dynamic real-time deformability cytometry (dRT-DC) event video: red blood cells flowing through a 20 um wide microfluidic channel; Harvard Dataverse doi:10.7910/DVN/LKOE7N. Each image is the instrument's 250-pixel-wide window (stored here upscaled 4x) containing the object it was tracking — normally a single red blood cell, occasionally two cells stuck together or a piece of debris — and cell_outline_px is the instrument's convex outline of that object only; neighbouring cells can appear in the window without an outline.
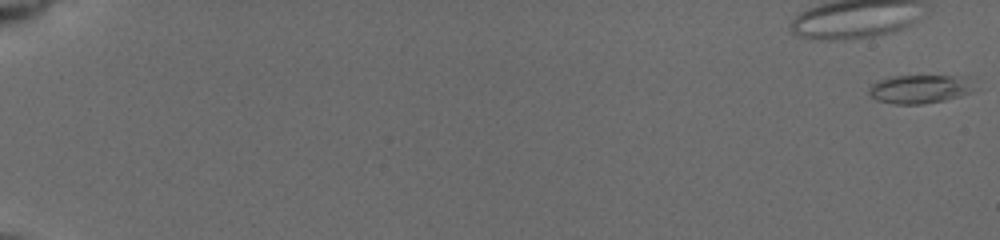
{"species": "common noctule bat (a hibernating species)", "species_latin": "Nyctalus noctula", "temperature_condition": "cold", "stored_images_in_passage": 15, "camera_frame_rate_fps": 3000, "um_per_image_px": 0.085, "animal": {"sex": "female", "body_mass_g": 19.5, "forearm_length_mm": 54.1}, "frame": {"image": 1, "passage_image": 1, "time_ms": 0.0, "image_size_px": [1000, 240], "cell_outline_px": [[968, 92], [960, 96], [944, 100], [920, 104], [892, 104], [876, 100], [868, 92], [868, 88], [876, 80], [892, 76], [964, 76]], "centroid_in_image_um": [77.99, 7.57], "position_along_channel_um": 7.0, "area_um2": 16.99}}